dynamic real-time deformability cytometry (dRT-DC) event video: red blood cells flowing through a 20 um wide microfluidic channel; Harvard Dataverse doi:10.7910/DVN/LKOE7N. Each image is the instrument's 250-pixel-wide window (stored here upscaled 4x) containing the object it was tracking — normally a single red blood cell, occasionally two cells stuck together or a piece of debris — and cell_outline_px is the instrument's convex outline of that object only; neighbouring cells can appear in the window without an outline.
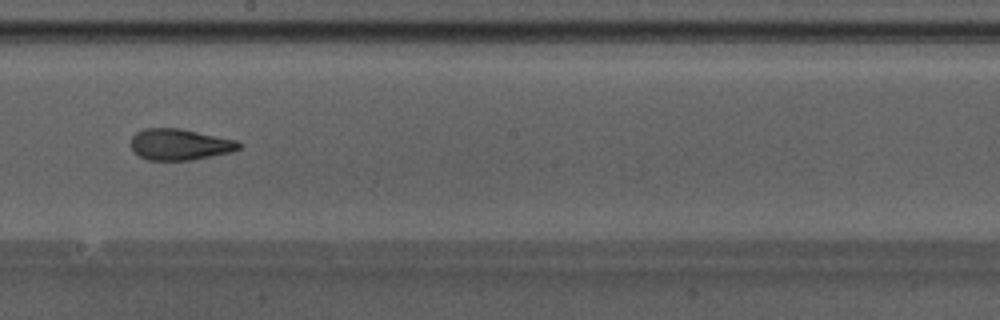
{"species": "Egyptian fruit bat (a non-hibernating species)", "species_latin": "Rousettus aegyptiacus", "temperature_condition": "warm", "stored_images_in_passage": 37, "camera_frame_rate_fps": 3000, "um_per_image_px": 0.085, "animal": {"sex": "male"}, "frame": {"image": 1, "passage_image": 16, "time_ms": 5.0, "image_size_px": [1000, 320], "cell_outline_px": [[240, 148], [232, 152], [192, 160], [148, 160], [140, 156], [132, 148], [132, 136], [136, 132], [144, 128], [180, 128], [236, 140], [240, 144]], "centroid_in_image_um": [15.28, 12.27], "position_along_channel_um": 232.9, "area_um2": 19.54}, "authors_computed_cell_mechanics": {"area_um2": 19.941, "velocity_mm_per_s": 4.2667, "shape_relaxation_time_tau1_ms": 6.4514, "shape_relaxation_time_tau2_ms": 1.3223, "deformation_change_tau1": 0.2276, "deformation_change_tau2": 0.0867}}